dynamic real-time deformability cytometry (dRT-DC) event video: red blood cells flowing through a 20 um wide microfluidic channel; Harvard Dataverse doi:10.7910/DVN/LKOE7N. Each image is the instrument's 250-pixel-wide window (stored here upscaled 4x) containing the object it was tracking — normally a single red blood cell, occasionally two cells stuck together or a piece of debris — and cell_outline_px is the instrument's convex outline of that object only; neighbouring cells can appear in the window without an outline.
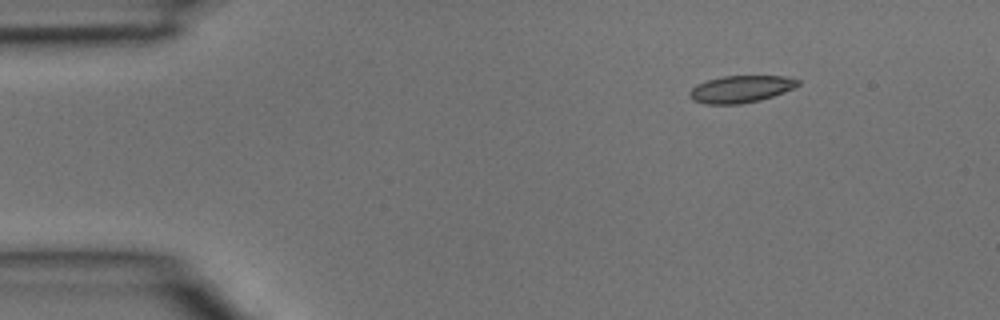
{"species": "common noctule bat (a hibernating species)", "species_latin": "Nyctalus noctula", "temperature_condition": "room temperature", "stored_images_in_passage": 3, "camera_frame_rate_fps": 3000, "um_per_image_px": 0.085, "animal": {"sex": "male", "body_mass_g": 15.6}, "frame": {"image": 1, "passage_image": 1, "time_ms": 0.0, "image_size_px": [1000, 320], "cell_outline_px": [[800, 84], [796, 88], [760, 100], [740, 104], [704, 104], [692, 100], [688, 96], [688, 92], [696, 84], [708, 80], [724, 76], [784, 76], [800, 80]], "centroid_in_image_um": [62.96, 7.57], "position_along_channel_um": 22.0, "area_um2": 17.22}}
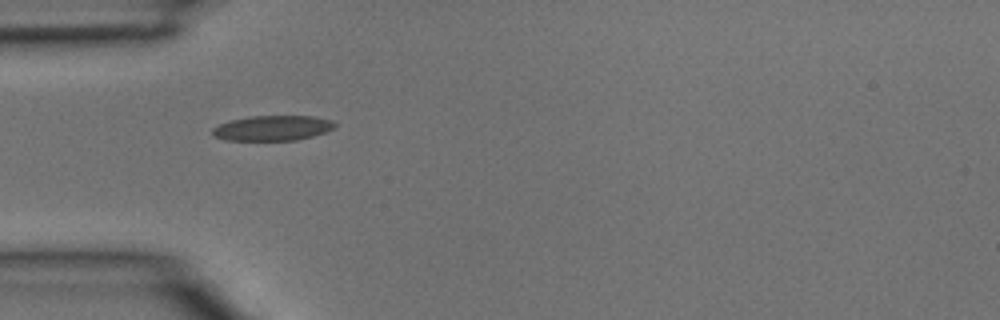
{"frame": {"image": 2, "passage_image": 3, "time_ms": 0.667, "image_size_px": [1000, 320], "cell_outline_px": [[336, 124], [332, 128], [324, 132], [312, 136], [296, 140], [224, 140], [212, 136], [212, 128], [220, 124], [232, 120], [252, 116], [312, 116], [332, 120]], "centroid_in_image_um": [23.13, 10.89], "position_along_channel_um": 61.9, "area_um2": 17.74}}